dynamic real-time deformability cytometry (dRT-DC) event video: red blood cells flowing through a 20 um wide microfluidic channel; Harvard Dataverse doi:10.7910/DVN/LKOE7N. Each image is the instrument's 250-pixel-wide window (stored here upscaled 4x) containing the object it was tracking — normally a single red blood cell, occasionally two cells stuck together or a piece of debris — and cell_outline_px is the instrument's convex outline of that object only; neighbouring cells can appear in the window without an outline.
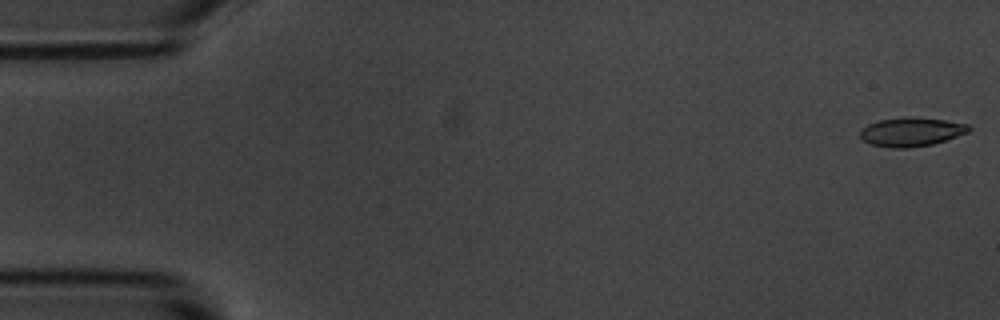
{"species": "common noctule bat (a hibernating species)", "species_latin": "Nyctalus noctula", "temperature_condition": "room temperature", "stored_images_in_passage": 55, "camera_frame_rate_fps": 3000, "um_per_image_px": 0.085, "animal": {"sex": "male", "body_mass_g": 20.1, "forearm_length_mm": 53.5}, "frame": {"image": 1, "passage_image": 1, "time_ms": 0.0, "image_size_px": [1000, 320], "cell_outline_px": [[972, 128], [968, 132], [932, 144], [908, 148], [892, 148], [872, 144], [860, 140], [860, 128], [868, 124], [880, 120], [944, 120], [968, 124]], "centroid_in_image_um": [77.42, 11.26], "position_along_channel_um": 7.6, "area_um2": 17.34}}
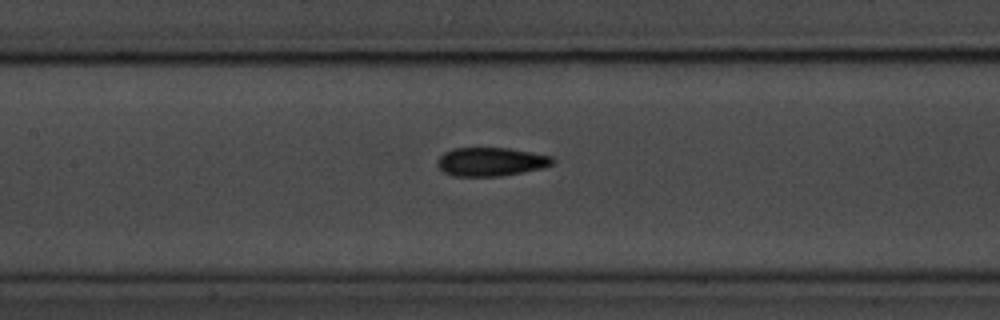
{"frame": {"image": 2, "passage_image": 25, "time_ms": 8.0, "image_size_px": [1000, 320], "cell_outline_px": [[556, 160], [552, 164], [540, 168], [504, 176], [452, 176], [444, 172], [436, 164], [436, 160], [444, 152], [452, 148], [508, 148], [552, 156]], "centroid_in_image_um": [41.69, 13.75], "position_along_channel_um": 165.7, "area_um2": 19.25}}
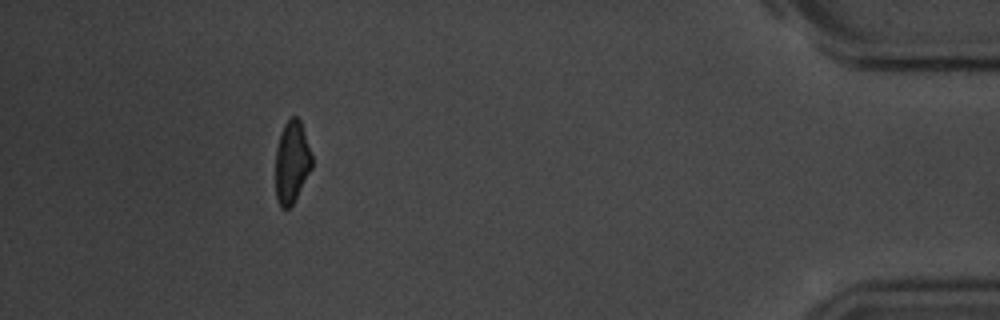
{"frame": {"image": 3, "passage_image": 50, "time_ms": 16.333, "image_size_px": [1000, 320], "cell_outline_px": [[312, 168], [292, 204], [288, 208], [280, 208], [276, 200], [276, 148], [284, 124], [292, 116], [296, 116], [300, 120], [312, 156]], "centroid_in_image_um": [24.8, 13.79], "position_along_channel_um": 410.4, "area_um2": 17.22}, "authors_computed_cell_mechanics": {"area_um2": 18.5538, "velocity_mm_per_s": 3.6433, "shape_relaxation_time_tau1_ms": 3.5291, "shape_relaxation_time_tau2_ms": 1.9223, "deformation_change_tau1": 0.1318, "deformation_change_tau2": 0.0823}}